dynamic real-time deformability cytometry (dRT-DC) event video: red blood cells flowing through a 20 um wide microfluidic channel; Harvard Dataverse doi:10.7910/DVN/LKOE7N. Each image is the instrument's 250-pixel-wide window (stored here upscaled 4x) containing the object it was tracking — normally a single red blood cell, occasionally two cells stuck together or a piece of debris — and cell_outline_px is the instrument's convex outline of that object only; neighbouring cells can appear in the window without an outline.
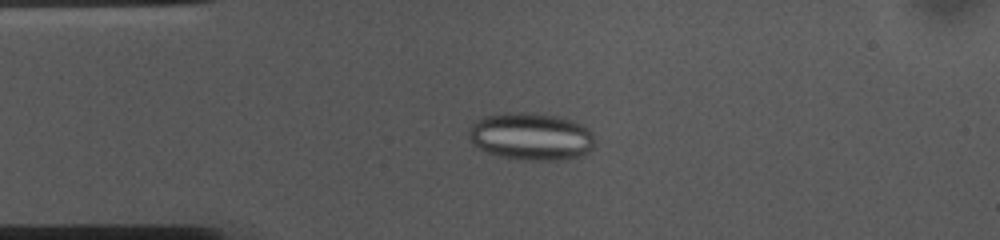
{"species": "common noctule bat (a hibernating species)", "species_latin": "Nyctalus noctula", "temperature_condition": "cold", "stored_images_in_passage": 53, "camera_frame_rate_fps": 3000, "um_per_image_px": 0.085, "animal": {"sex": "female", "body_mass_g": 10.0, "forearm_length_mm": 53.1}, "frame": {"image": 1, "passage_image": 11, "time_ms": 3.333, "image_size_px": [1000, 240], "cell_outline_px": [[592, 148], [588, 152], [580, 156], [564, 160], [516, 160], [496, 156], [476, 148], [468, 140], [468, 128], [476, 120], [484, 116], [500, 112], [532, 112], [560, 116], [572, 120], [588, 128], [592, 132]], "centroid_in_image_um": [45.06, 11.6], "position_along_channel_um": 39.9, "area_um2": 35.66}}
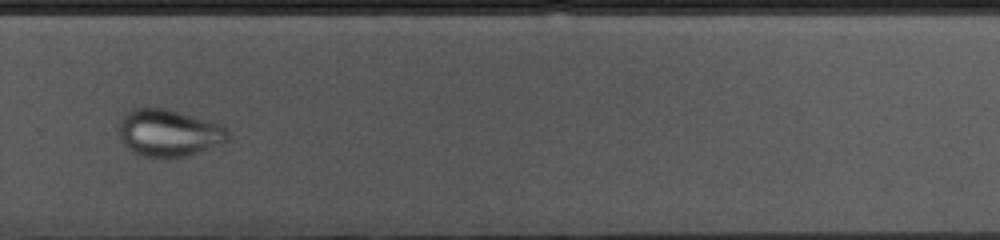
{"frame": {"image": 2, "passage_image": 35, "time_ms": 11.333, "image_size_px": [1000, 240], "cell_outline_px": [[228, 140], [224, 144], [184, 156], [144, 156], [128, 148], [124, 144], [120, 136], [120, 120], [132, 108], [168, 108], [224, 124], [228, 128]], "centroid_in_image_um": [14.42, 11.26], "position_along_channel_um": 315.4, "area_um2": 29.82}}
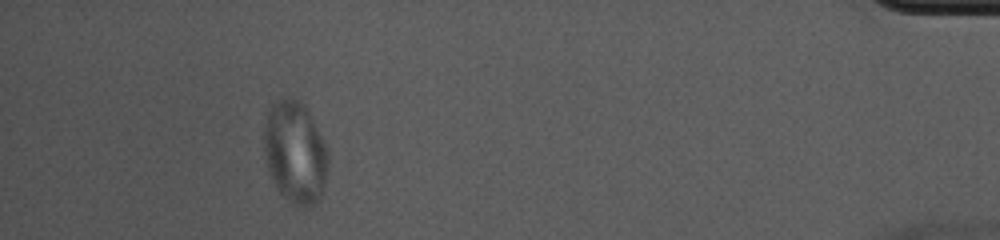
{"frame": {"image": 3, "passage_image": 48, "time_ms": 15.667, "image_size_px": [1000, 240], "cell_outline_px": [[328, 168], [320, 196], [316, 204], [304, 208], [292, 204], [276, 188], [268, 172], [264, 156], [264, 124], [268, 112], [272, 104], [284, 96], [288, 96], [300, 100], [304, 104], [324, 140], [328, 148]], "centroid_in_image_um": [25.08, 12.94], "position_along_channel_um": 410.1, "area_um2": 38.61}}